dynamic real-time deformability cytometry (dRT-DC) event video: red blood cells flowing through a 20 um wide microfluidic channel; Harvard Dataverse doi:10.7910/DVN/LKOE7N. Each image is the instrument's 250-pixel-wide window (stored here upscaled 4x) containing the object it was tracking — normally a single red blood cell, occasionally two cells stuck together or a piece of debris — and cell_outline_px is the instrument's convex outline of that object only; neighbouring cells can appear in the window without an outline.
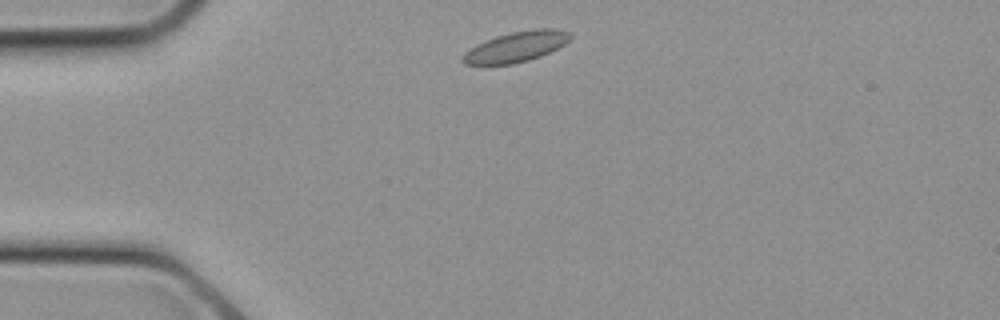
{"species": "common noctule bat (a hibernating species)", "species_latin": "Nyctalus noctula", "temperature_condition": "cold", "stored_images_in_passage": 22, "camera_frame_rate_fps": 3000, "um_per_image_px": 0.085, "animal": {"sex": "female", "body_mass_g": 21.9}, "frame": {"image": 1, "passage_image": 1, "time_ms": 0.0, "image_size_px": [1000, 320], "cell_outline_px": [[572, 36], [564, 44], [540, 56], [528, 60], [512, 64], [464, 64], [460, 60], [464, 52], [476, 44], [496, 36], [512, 32], [536, 28], [556, 28], [572, 32]], "centroid_in_image_um": [43.87, 3.96], "position_along_channel_um": 41.1, "area_um2": 18.96}}
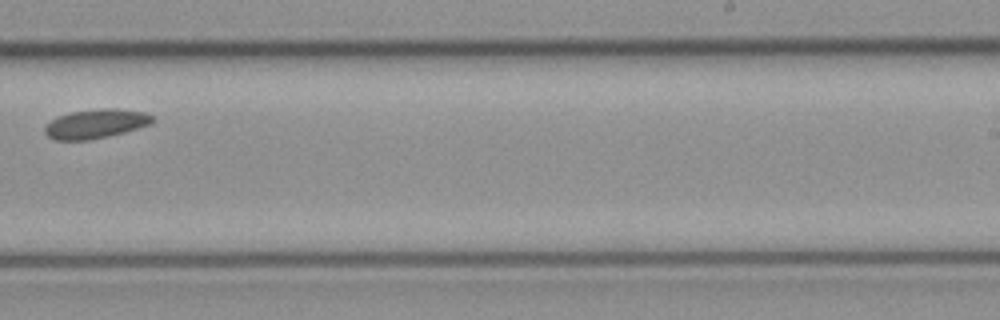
{"frame": {"image": 2, "passage_image": 12, "time_ms": 3.667, "image_size_px": [1000, 320], "cell_outline_px": [[156, 120], [152, 124], [124, 132], [108, 136], [88, 140], [56, 140], [48, 136], [44, 132], [44, 128], [56, 116], [72, 112], [100, 108], [120, 108], [144, 112], [152, 116]], "centroid_in_image_um": [8.17, 10.51], "position_along_channel_um": 280.8, "area_um2": 18.38}}
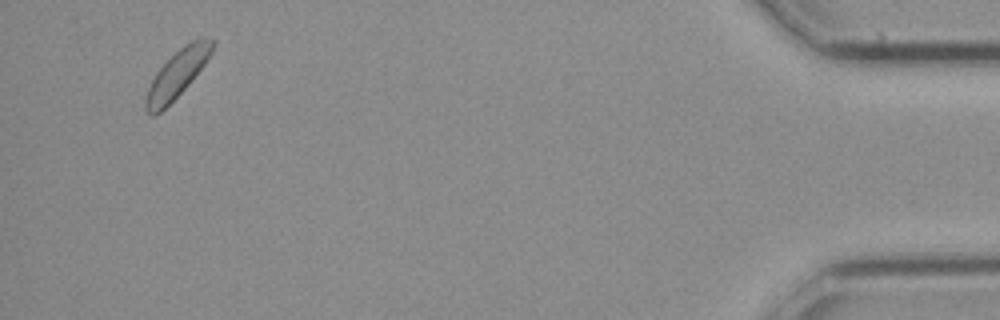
{"frame": {"image": 3, "passage_image": 21, "time_ms": 6.667, "image_size_px": [1000, 320], "cell_outline_px": [[216, 40], [212, 52], [208, 60], [188, 84], [156, 116], [152, 116], [144, 108], [144, 100], [148, 88], [156, 72], [184, 44], [200, 36], [208, 36]], "centroid_in_image_um": [15.09, 6.24], "position_along_channel_um": 420.1, "area_um2": 18.32}}